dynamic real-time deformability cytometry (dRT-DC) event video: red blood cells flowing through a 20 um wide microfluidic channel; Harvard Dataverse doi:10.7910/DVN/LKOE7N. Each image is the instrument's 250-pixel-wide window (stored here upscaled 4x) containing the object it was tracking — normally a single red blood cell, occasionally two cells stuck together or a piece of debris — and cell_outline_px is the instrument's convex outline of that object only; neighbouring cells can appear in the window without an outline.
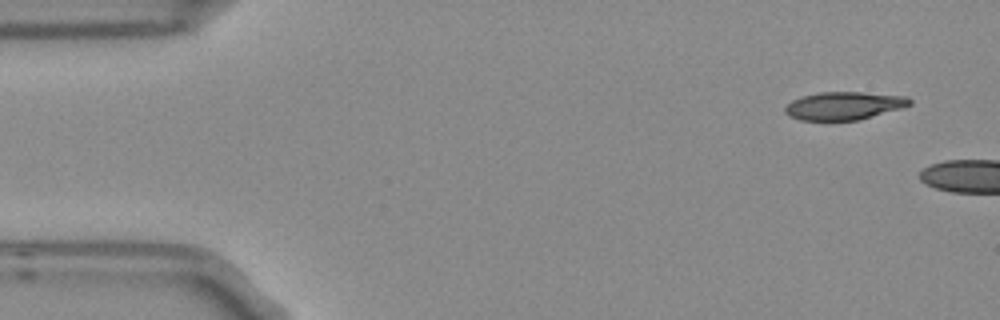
{"species": "Egyptian fruit bat (a non-hibernating species)", "species_latin": "Rousettus aegyptiacus", "temperature_condition": "room temperature", "stored_images_in_passage": 2, "camera_frame_rate_fps": 3000, "um_per_image_px": 0.085, "frame": {"image": 1, "passage_image": 1, "time_ms": 0.0, "image_size_px": [1000, 320], "cell_outline_px": [[912, 104], [900, 108], [860, 120], [800, 120], [788, 116], [784, 112], [784, 108], [792, 100], [800, 96], [820, 92], [860, 92], [908, 96], [912, 100]], "centroid_in_image_um": [71.72, 8.98], "position_along_channel_um": 13.3, "area_um2": 20.4}}